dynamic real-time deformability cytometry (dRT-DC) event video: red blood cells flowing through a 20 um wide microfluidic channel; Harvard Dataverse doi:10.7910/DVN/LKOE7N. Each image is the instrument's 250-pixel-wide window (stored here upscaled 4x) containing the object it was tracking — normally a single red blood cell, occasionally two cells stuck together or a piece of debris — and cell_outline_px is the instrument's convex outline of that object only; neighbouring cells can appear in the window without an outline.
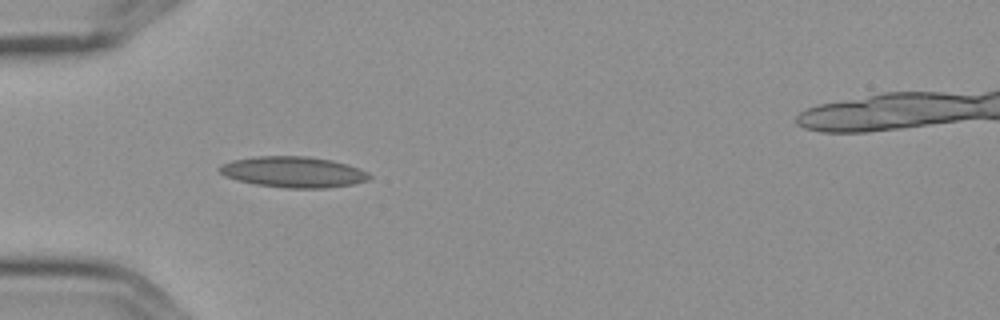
{"species": "Egyptian fruit bat (a non-hibernating species)", "species_latin": "Rousettus aegyptiacus", "temperature_condition": "cold", "stored_images_in_passage": 7, "camera_frame_rate_fps": 3000, "um_per_image_px": 0.085, "frame": {"image": 1, "passage_image": 5, "time_ms": 1.333, "image_size_px": [1000, 320], "cell_outline_px": [[372, 176], [368, 180], [352, 184], [324, 188], [288, 188], [256, 184], [224, 176], [216, 168], [220, 164], [232, 160], [256, 156], [308, 156], [332, 160], [348, 164], [360, 168], [368, 172]], "centroid_in_image_um": [24.94, 14.61], "position_along_channel_um": 60.1, "area_um2": 27.05}}
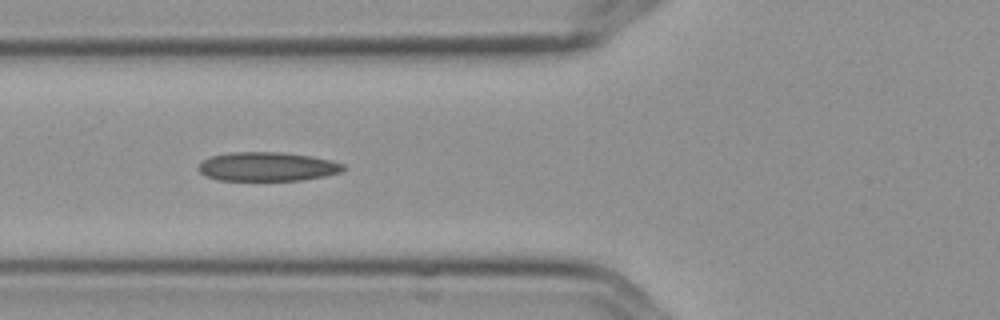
{"frame": {"image": 2, "passage_image": 6, "time_ms": 1.667, "image_size_px": [1000, 320], "cell_outline_px": [[348, 168], [340, 172], [324, 176], [300, 180], [216, 180], [200, 172], [196, 168], [204, 160], [212, 156], [232, 152], [284, 152], [312, 156], [332, 160], [344, 164]], "centroid_in_image_um": [22.76, 14.16], "position_along_channel_um": 103.0, "area_um2": 24.51}}
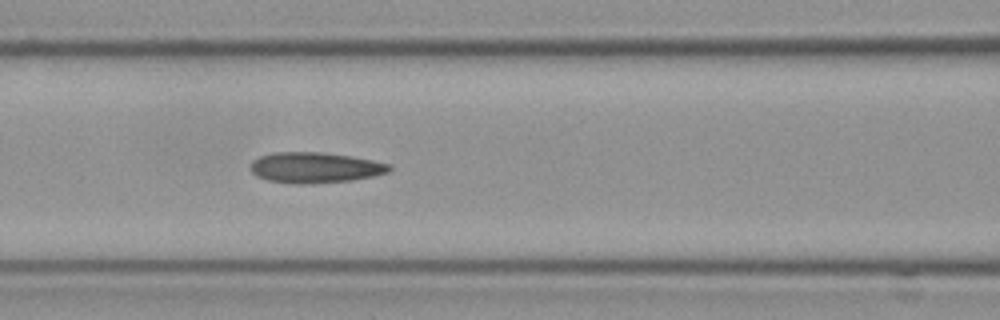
{"frame": {"image": 3, "passage_image": 7, "time_ms": 2.0, "image_size_px": [1000, 320], "cell_outline_px": [[392, 168], [388, 172], [372, 176], [348, 180], [300, 184], [268, 180], [256, 176], [252, 172], [252, 160], [260, 156], [272, 152], [320, 152], [348, 156], [372, 160], [388, 164]], "centroid_in_image_um": [26.73, 14.23], "position_along_channel_um": 139.9, "area_um2": 24.28}}